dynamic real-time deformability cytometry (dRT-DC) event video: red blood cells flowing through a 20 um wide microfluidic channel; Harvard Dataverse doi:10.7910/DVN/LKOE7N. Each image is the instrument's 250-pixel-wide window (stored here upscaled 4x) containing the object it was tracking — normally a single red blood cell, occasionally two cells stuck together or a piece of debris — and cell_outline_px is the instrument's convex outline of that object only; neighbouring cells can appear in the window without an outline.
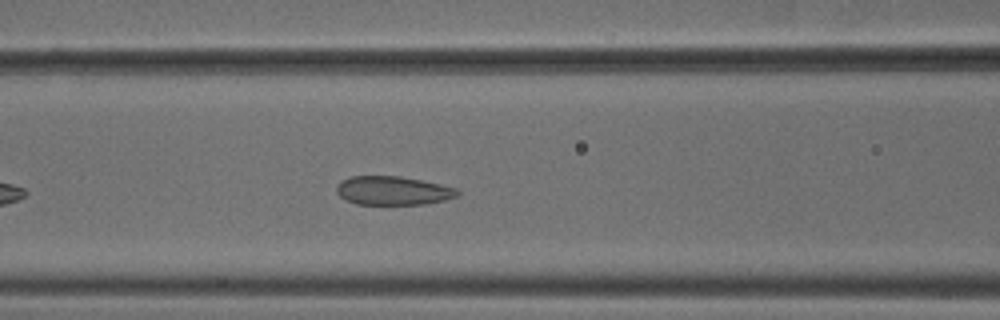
{"species": "common noctule bat (a hibernating species)", "species_latin": "Nyctalus noctula", "temperature_condition": "cold", "stored_images_in_passage": 39, "camera_frame_rate_fps": 3000, "um_per_image_px": 0.085, "animal": {"sex": "male", "body_mass_g": 18.8}, "frame": {"image": 1, "passage_image": 10, "time_ms": 3.0, "image_size_px": [1000, 320], "cell_outline_px": [[460, 196], [444, 200], [424, 204], [356, 204], [340, 196], [336, 192], [336, 188], [340, 180], [352, 176], [400, 176], [440, 184], [456, 188], [460, 192]], "centroid_in_image_um": [33.41, 16.2], "position_along_channel_um": 133.2, "area_um2": 20.23}}
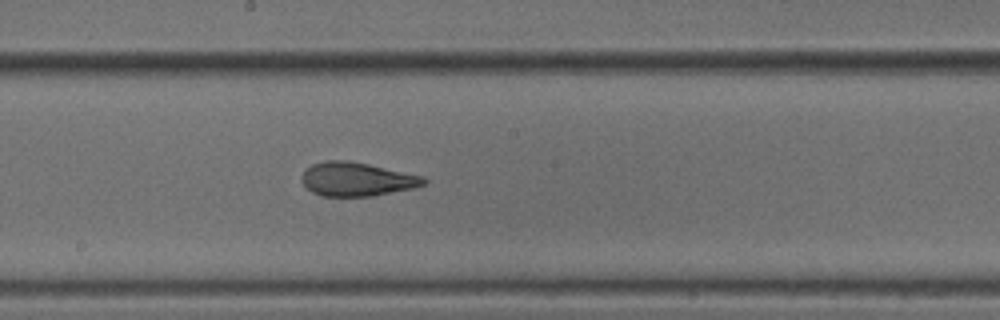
{"frame": {"image": 2, "passage_image": 17, "time_ms": 5.333, "image_size_px": [1000, 320], "cell_outline_px": [[428, 180], [424, 184], [412, 188], [372, 196], [324, 196], [312, 192], [300, 180], [300, 176], [312, 164], [328, 160], [344, 160], [368, 164], [424, 176]], "centroid_in_image_um": [30.32, 15.23], "position_along_channel_um": 217.9, "area_um2": 23.81}}
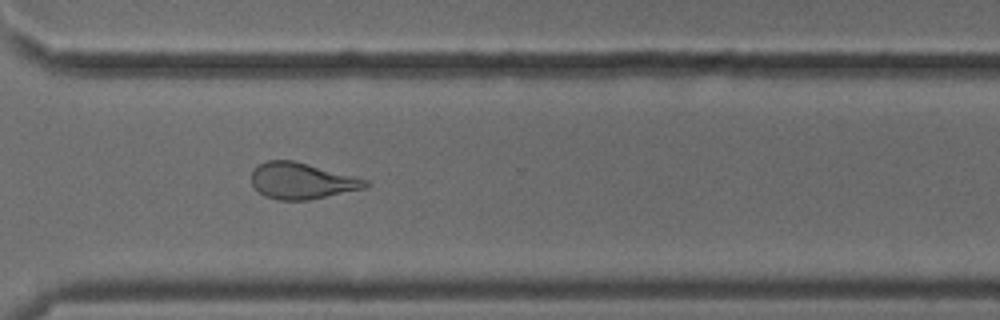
{"frame": {"image": 3, "passage_image": 27, "time_ms": 8.667, "image_size_px": [1000, 320], "cell_outline_px": [[368, 184], [364, 188], [308, 200], [276, 200], [264, 196], [252, 184], [252, 172], [260, 164], [268, 160], [292, 160], [356, 176], [368, 180]], "centroid_in_image_um": [25.65, 15.37], "position_along_channel_um": 345.0, "area_um2": 23.81}, "authors_computed_cell_mechanics": {"area_um2": 23.9292, "velocity_mm_per_s": 3.8105, "shape_relaxation_time_tau1_ms": null, "shape_relaxation_time_tau2_ms": 2.0743, "deformation_change_tau1": null, "deformation_change_tau2": 0.088}}